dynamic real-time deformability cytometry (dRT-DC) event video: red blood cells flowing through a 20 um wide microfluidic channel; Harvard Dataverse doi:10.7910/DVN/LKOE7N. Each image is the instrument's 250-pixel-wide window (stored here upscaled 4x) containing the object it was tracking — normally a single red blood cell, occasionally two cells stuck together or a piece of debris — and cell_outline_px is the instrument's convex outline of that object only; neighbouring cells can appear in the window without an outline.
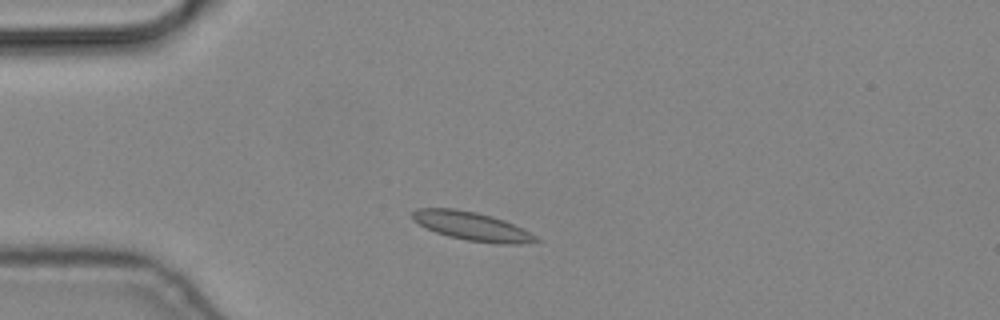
{"species": "common noctule bat (a hibernating species)", "species_latin": "Nyctalus noctula", "temperature_condition": "cold", "stored_images_in_passage": 3, "camera_frame_rate_fps": 3000, "um_per_image_px": 0.085, "animal": {"sex": "male", "body_mass_g": 19.2, "forearm_length_mm": 51.8}, "frame": {"image": 1, "passage_image": 3, "time_ms": 0.667, "image_size_px": [1000, 320], "cell_outline_px": [[540, 240], [520, 244], [496, 244], [468, 240], [448, 236], [436, 232], [412, 220], [412, 212], [416, 208], [456, 208], [476, 212], [492, 216], [504, 220], [536, 236]], "centroid_in_image_um": [40.08, 19.22], "position_along_channel_um": 44.9, "area_um2": 20.35}}